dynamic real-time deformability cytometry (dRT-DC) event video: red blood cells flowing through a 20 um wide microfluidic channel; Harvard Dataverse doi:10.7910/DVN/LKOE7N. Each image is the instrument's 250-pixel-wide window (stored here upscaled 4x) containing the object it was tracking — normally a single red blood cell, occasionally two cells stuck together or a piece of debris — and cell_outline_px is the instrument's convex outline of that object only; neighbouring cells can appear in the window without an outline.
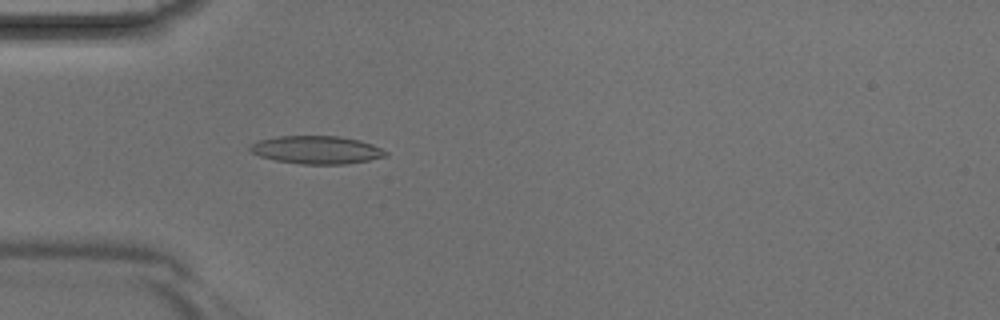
{"species": "Egyptian fruit bat (a non-hibernating species)", "species_latin": "Rousettus aegyptiacus", "temperature_condition": "room temperature", "stored_images_in_passage": 4, "camera_frame_rate_fps": 3000, "um_per_image_px": 0.085, "animal": {"sex": "male"}, "frame": {"image": 1, "passage_image": 4, "time_ms": 1.0, "image_size_px": [1000, 320], "cell_outline_px": [[388, 156], [368, 160], [344, 164], [300, 164], [276, 160], [260, 156], [252, 152], [248, 148], [252, 144], [260, 140], [280, 136], [340, 136], [360, 140], [372, 144], [388, 152]], "centroid_in_image_um": [26.94, 12.74], "position_along_channel_um": 58.1, "area_um2": 21.96}}